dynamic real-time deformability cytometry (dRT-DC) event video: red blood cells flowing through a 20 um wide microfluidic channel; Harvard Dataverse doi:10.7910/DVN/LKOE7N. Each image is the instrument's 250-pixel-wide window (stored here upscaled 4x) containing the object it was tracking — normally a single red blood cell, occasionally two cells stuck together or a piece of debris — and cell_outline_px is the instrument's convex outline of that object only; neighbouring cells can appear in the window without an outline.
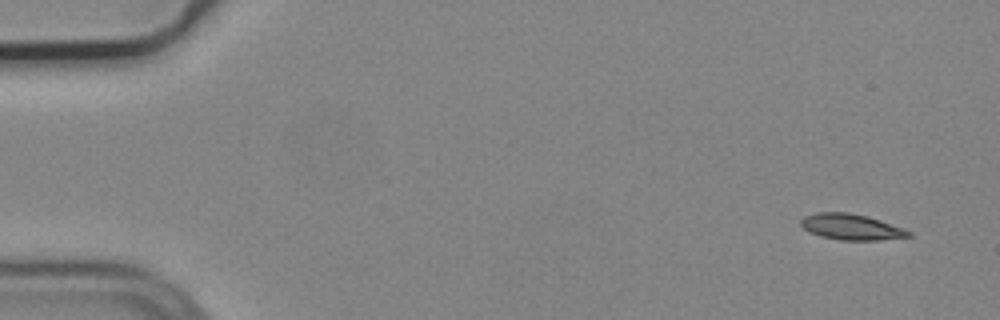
{"species": "common noctule bat (a hibernating species)", "species_latin": "Nyctalus noctula", "temperature_condition": "cold", "stored_images_in_passage": 6, "camera_frame_rate_fps": 3000, "um_per_image_px": 0.085, "animal": {"sex": "male", "body_mass_g": 19.2, "forearm_length_mm": 51.8}, "frame": {"image": 1, "passage_image": 1, "time_ms": 0.0, "image_size_px": [1000, 320], "cell_outline_px": [[912, 236], [880, 240], [840, 240], [820, 236], [804, 228], [800, 224], [800, 220], [804, 216], [816, 212], [848, 212], [868, 216], [904, 228], [912, 232]], "centroid_in_image_um": [72.37, 19.28], "position_along_channel_um": 12.6, "area_um2": 16.3}}
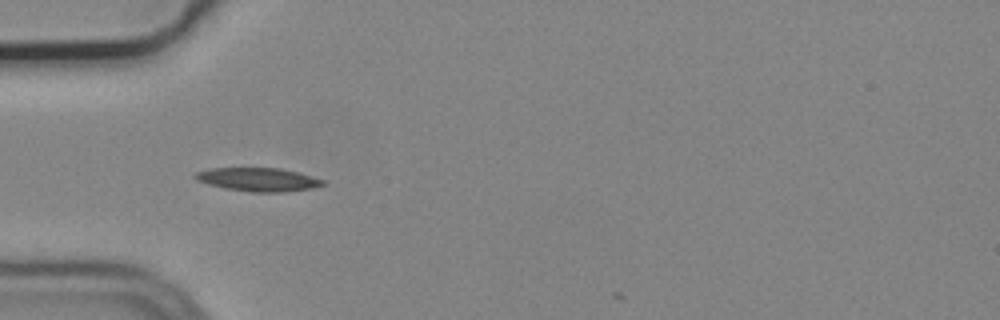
{"frame": {"image": 2, "passage_image": 5, "time_ms": 1.333, "image_size_px": [1000, 320], "cell_outline_px": [[324, 184], [312, 188], [284, 192], [252, 192], [224, 188], [208, 184], [196, 180], [192, 176], [196, 172], [208, 168], [280, 168], [312, 176], [324, 180]], "centroid_in_image_um": [21.9, 15.25], "position_along_channel_um": 63.1, "area_um2": 17.46}}
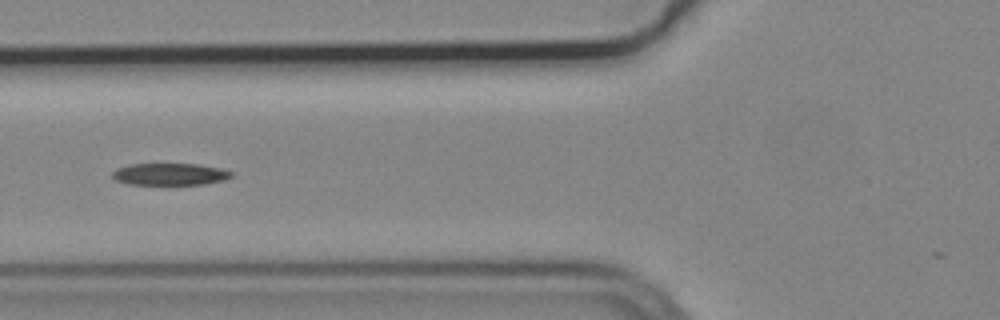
{"frame": {"image": 3, "passage_image": 6, "time_ms": 1.667, "image_size_px": [1000, 320], "cell_outline_px": [[236, 172], [232, 176], [224, 180], [204, 184], [128, 184], [116, 180], [112, 176], [112, 172], [116, 168], [128, 164], [196, 164], [220, 168]], "centroid_in_image_um": [14.45, 14.8], "position_along_channel_um": 111.3, "area_um2": 15.26}}